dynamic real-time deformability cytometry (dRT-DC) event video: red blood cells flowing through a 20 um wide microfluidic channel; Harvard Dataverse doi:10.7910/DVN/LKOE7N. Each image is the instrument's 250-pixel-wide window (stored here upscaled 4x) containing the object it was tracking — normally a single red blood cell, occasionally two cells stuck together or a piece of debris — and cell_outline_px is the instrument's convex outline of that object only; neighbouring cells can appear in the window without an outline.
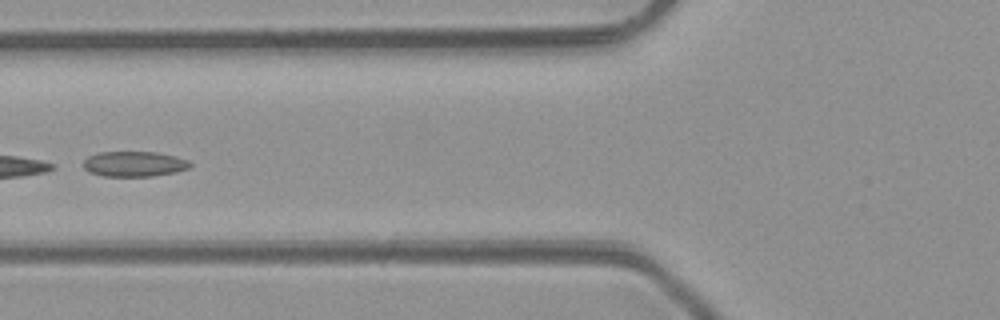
{"species": "common noctule bat (a hibernating species)", "species_latin": "Nyctalus noctula", "temperature_condition": "room temperature", "stored_images_in_passage": 7, "camera_frame_rate_fps": 3000, "um_per_image_px": 0.085, "animal": {"sex": "male", "body_mass_g": 23.1, "forearm_length_mm": 52.7}, "frame": {"image": 1, "passage_image": 6, "time_ms": 6.0, "image_size_px": [1000, 320], "cell_outline_px": [[192, 164], [188, 168], [176, 172], [152, 176], [104, 176], [88, 172], [84, 168], [84, 160], [88, 156], [96, 152], [156, 152], [188, 160]], "centroid_in_image_um": [11.37, 13.93], "position_along_channel_um": 114.4, "area_um2": 15.66}}
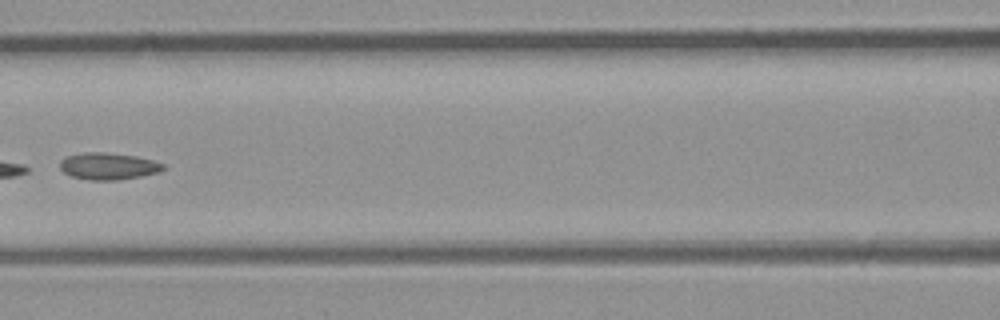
{"frame": {"image": 2, "passage_image": 7, "time_ms": 7.0, "image_size_px": [1000, 320], "cell_outline_px": [[168, 168], [160, 172], [140, 176], [116, 180], [88, 180], [72, 176], [64, 172], [60, 168], [60, 160], [68, 156], [84, 152], [104, 152], [136, 156], [152, 160], [164, 164]], "centroid_in_image_um": [9.23, 14.12], "position_along_channel_um": 157.4, "area_um2": 16.18}}